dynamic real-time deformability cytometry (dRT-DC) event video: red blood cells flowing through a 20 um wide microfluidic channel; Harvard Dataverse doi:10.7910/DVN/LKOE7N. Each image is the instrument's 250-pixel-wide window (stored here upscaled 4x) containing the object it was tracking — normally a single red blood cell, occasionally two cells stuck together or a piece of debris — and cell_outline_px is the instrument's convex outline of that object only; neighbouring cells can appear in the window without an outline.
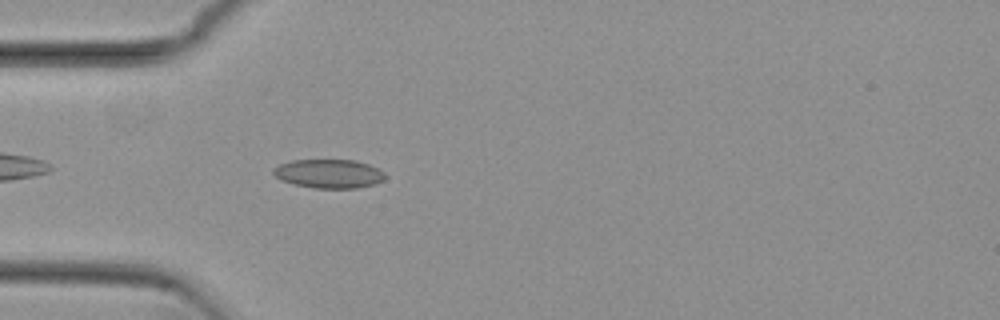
{"species": "common noctule bat (a hibernating species)", "species_latin": "Nyctalus noctula", "temperature_condition": "cold", "stored_images_in_passage": 40, "camera_frame_rate_fps": 3000, "um_per_image_px": 0.085, "animal": {"sex": "female", "body_mass_g": 29.2, "forearm_length_mm": 56.3}, "frame": {"image": 1, "passage_image": 2, "time_ms": 0.333, "image_size_px": [1000, 320], "cell_outline_px": [[388, 176], [384, 180], [376, 184], [356, 188], [316, 188], [292, 184], [280, 180], [272, 172], [272, 168], [280, 164], [292, 160], [356, 160], [368, 164], [384, 172]], "centroid_in_image_um": [27.96, 14.77], "position_along_channel_um": 57.0, "area_um2": 18.96}}
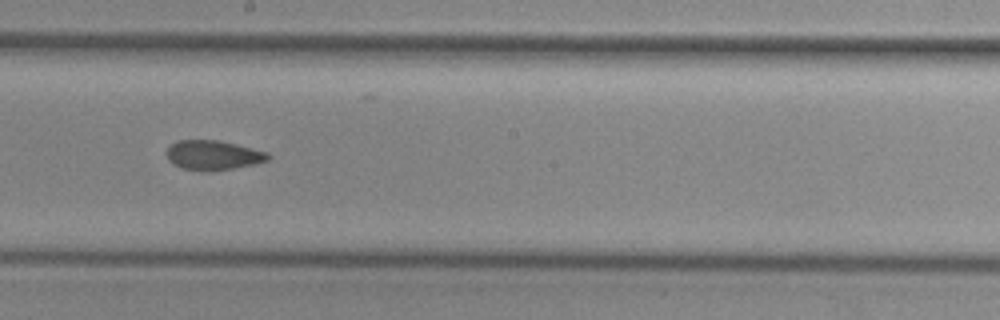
{"frame": {"image": 2, "passage_image": 16, "time_ms": 5.0, "image_size_px": [1000, 320], "cell_outline_px": [[272, 156], [268, 160], [256, 164], [212, 172], [204, 172], [184, 168], [172, 164], [168, 160], [168, 148], [176, 140], [220, 140], [268, 152]], "centroid_in_image_um": [18.15, 13.2], "position_along_channel_um": 230.0, "area_um2": 17.69}}
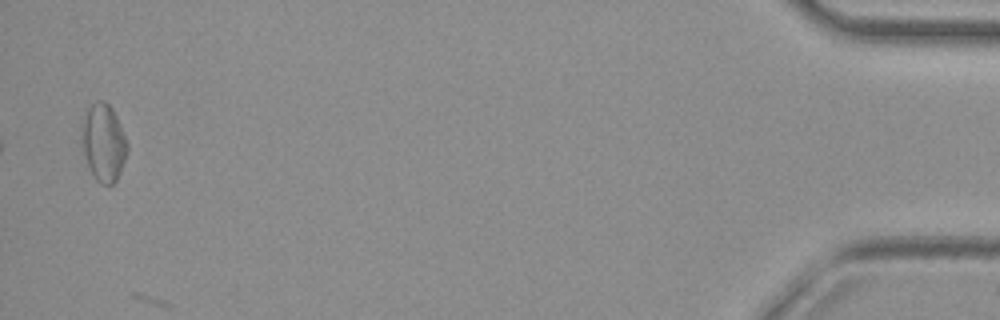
{"frame": {"image": 3, "passage_image": 39, "time_ms": 12.667, "image_size_px": [1000, 320], "cell_outline_px": [[128, 148], [120, 172], [116, 180], [112, 184], [100, 184], [96, 180], [88, 164], [80, 140], [80, 124], [88, 108], [92, 104], [100, 100], [104, 100], [112, 108], [116, 116], [128, 144]], "centroid_in_image_um": [8.77, 12.1], "position_along_channel_um": 426.4, "area_um2": 20.46}, "authors_computed_cell_mechanics": {"area_um2": 17.8602, "velocity_mm_per_s": 3.8066, "shape_relaxation_time_tau1_ms": null, "shape_relaxation_time_tau2_ms": 2.9957, "deformation_change_tau1": null, "deformation_change_tau2": 0.091}}